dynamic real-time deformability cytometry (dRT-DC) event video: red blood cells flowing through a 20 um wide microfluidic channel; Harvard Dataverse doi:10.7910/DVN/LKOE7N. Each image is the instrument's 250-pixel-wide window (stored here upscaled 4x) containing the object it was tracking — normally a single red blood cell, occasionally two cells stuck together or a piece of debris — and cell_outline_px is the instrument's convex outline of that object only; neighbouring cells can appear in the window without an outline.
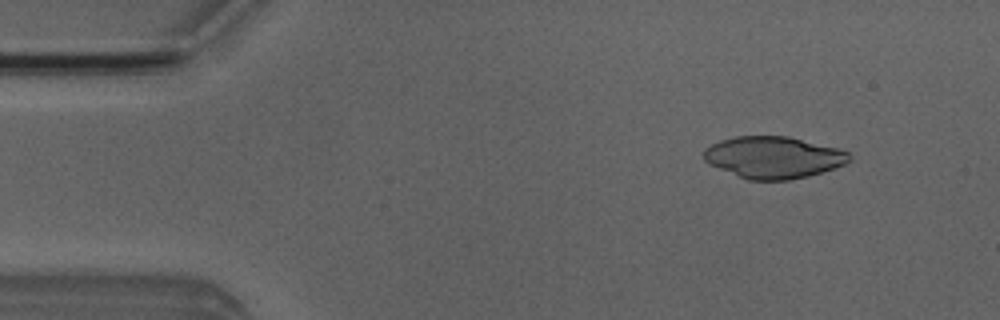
{"species": "Egyptian fruit bat (a non-hibernating species)", "species_latin": "Rousettus aegyptiacus", "temperature_condition": "room temperature", "stored_images_in_passage": 50, "camera_frame_rate_fps": 3000, "um_per_image_px": 0.085, "animal": {"sex": "male"}, "frame": {"image": 1, "passage_image": 5, "time_ms": 1.333, "image_size_px": [1000, 320], "cell_outline_px": [[852, 160], [844, 164], [808, 176], [788, 180], [748, 180], [708, 164], [704, 160], [704, 148], [720, 140], [736, 136], [788, 136], [836, 148], [848, 152], [852, 156]], "centroid_in_image_um": [65.71, 13.37], "position_along_channel_um": 19.3, "area_um2": 35.32}}